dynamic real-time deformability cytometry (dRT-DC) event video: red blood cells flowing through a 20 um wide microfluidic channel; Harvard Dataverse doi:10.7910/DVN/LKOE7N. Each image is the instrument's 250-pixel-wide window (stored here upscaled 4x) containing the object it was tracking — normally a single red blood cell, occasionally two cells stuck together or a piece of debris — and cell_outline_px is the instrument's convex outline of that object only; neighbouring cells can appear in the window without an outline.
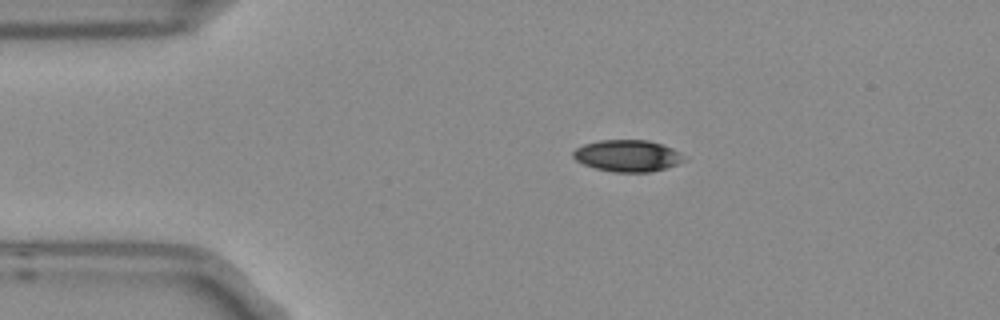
{"species": "Egyptian fruit bat (a non-hibernating species)", "species_latin": "Rousettus aegyptiacus", "temperature_condition": "room temperature", "stored_images_in_passage": 4, "camera_frame_rate_fps": 3000, "um_per_image_px": 0.085, "frame": {"image": 1, "passage_image": 3, "time_ms": 0.667, "image_size_px": [1000, 320], "cell_outline_px": [[684, 160], [676, 164], [664, 168], [648, 172], [612, 172], [596, 168], [584, 164], [576, 160], [572, 156], [572, 152], [576, 148], [584, 144], [600, 140], [648, 140], [672, 148]], "centroid_in_image_um": [53.26, 13.24], "position_along_channel_um": 31.7, "area_um2": 20.06}}